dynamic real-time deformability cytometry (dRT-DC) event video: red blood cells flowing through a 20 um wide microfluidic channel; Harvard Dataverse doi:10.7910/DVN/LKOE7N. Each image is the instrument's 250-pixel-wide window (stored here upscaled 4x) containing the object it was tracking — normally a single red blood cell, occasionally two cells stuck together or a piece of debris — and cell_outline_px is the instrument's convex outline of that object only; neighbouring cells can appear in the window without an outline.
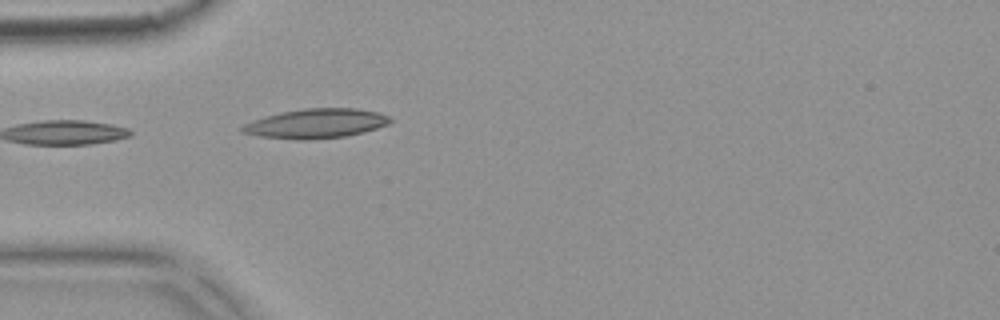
{"species": "common noctule bat (a hibernating species)", "species_latin": "Nyctalus noctula", "temperature_condition": "warm", "stored_images_in_passage": 4, "camera_frame_rate_fps": 3000, "um_per_image_px": 0.085, "animal": {"sex": "female", "body_mass_g": 18.4}, "frame": {"image": 1, "passage_image": 4, "time_ms": 1.0, "image_size_px": [1000, 320], "cell_outline_px": [[392, 120], [388, 124], [364, 132], [344, 136], [304, 140], [296, 140], [260, 136], [240, 132], [240, 128], [244, 124], [280, 112], [304, 108], [356, 108], [376, 112], [388, 116]], "centroid_in_image_um": [26.86, 10.5], "position_along_channel_um": 58.1, "area_um2": 25.14}}